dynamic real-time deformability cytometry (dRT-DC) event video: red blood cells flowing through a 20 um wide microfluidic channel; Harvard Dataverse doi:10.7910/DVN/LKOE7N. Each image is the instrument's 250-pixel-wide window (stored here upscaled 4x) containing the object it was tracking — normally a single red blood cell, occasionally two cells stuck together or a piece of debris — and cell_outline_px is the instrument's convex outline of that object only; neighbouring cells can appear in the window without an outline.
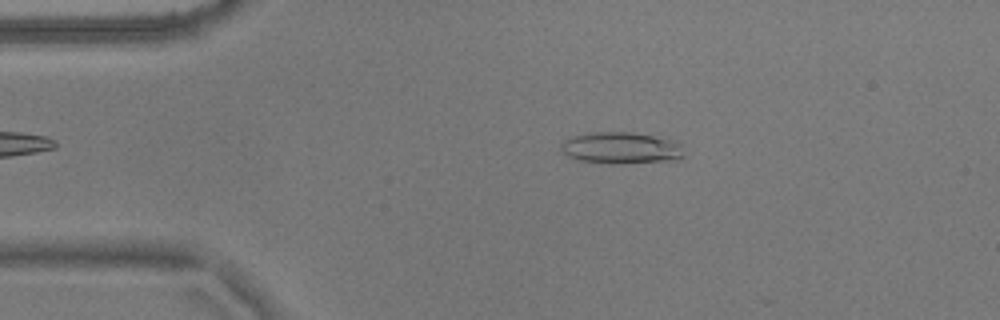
{"species": "common noctule bat (a hibernating species)", "species_latin": "Nyctalus noctula", "temperature_condition": "warm", "stored_images_in_passage": 54, "camera_frame_rate_fps": 3000, "um_per_image_px": 0.085, "animal": {"sex": "male", "body_mass_g": 17.9}, "frame": {"image": 1, "passage_image": 10, "time_ms": 3.0, "image_size_px": [1000, 320], "cell_outline_px": [[684, 156], [676, 160], [612, 164], [580, 160], [568, 156], [560, 148], [560, 144], [564, 140], [572, 136], [588, 132], [632, 132], [652, 136], [668, 140], [680, 144]], "centroid_in_image_um": [52.74, 12.58], "position_along_channel_um": 32.3, "area_um2": 22.48}}
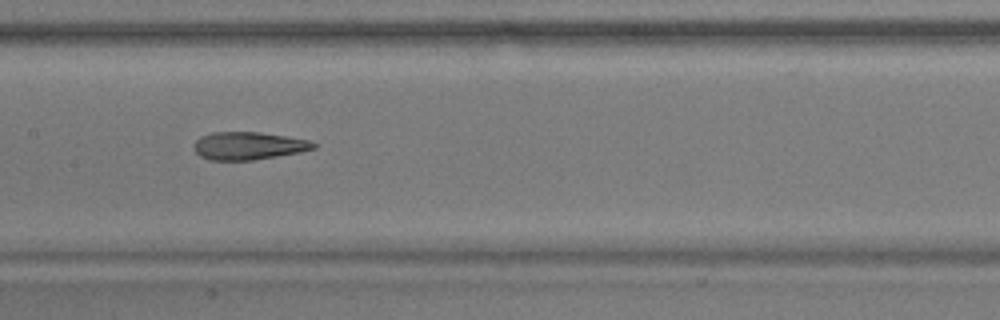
{"frame": {"image": 2, "passage_image": 26, "time_ms": 8.333, "image_size_px": [1000, 320], "cell_outline_px": [[316, 148], [300, 152], [252, 160], [208, 160], [200, 156], [192, 148], [192, 144], [200, 136], [212, 132], [260, 132], [312, 140], [316, 144]], "centroid_in_image_um": [21.09, 12.39], "position_along_channel_um": 186.3, "area_um2": 19.54}}
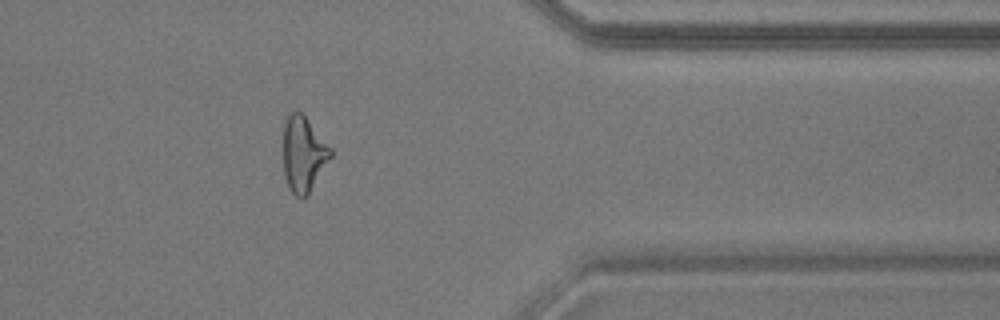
{"frame": {"image": 3, "passage_image": 44, "time_ms": 14.333, "image_size_px": [1000, 320], "cell_outline_px": [[332, 156], [308, 196], [300, 200], [288, 188], [284, 176], [284, 124], [288, 112], [296, 108], [304, 116], [332, 148]], "centroid_in_image_um": [25.79, 13.12], "position_along_channel_um": 385.6, "area_um2": 21.1}, "authors_computed_cell_mechanics": {"area_um2": 20.9236, "velocity_mm_per_s": 3.6284, "shape_relaxation_time_tau1_ms": 9.477, "shape_relaxation_time_tau2_ms": 2.9836, "deformation_change_tau1": 0.2717, "deformation_change_tau2": 0.1445}}